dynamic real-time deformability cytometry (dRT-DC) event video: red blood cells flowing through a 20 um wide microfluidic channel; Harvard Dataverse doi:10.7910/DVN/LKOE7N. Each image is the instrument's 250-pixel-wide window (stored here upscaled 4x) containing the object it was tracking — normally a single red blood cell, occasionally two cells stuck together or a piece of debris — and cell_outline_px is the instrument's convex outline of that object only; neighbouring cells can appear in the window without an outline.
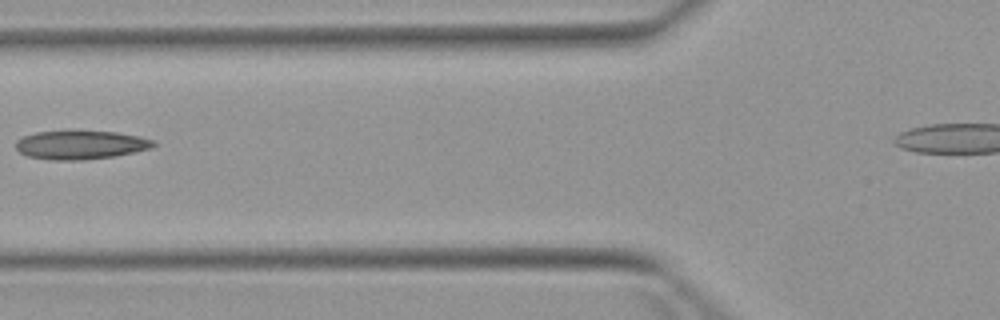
{"species": "Egyptian fruit bat (a non-hibernating species)", "species_latin": "Rousettus aegyptiacus", "temperature_condition": "warm", "stored_images_in_passage": 3, "camera_frame_rate_fps": 3000, "um_per_image_px": 0.085, "animal": {"sex": "female"}, "frame": {"image": 1, "passage_image": 3, "time_ms": 2.333, "image_size_px": [1000, 320], "cell_outline_px": [[160, 144], [152, 148], [116, 156], [84, 160], [52, 160], [28, 156], [20, 152], [16, 148], [16, 140], [24, 136], [36, 132], [116, 132], [140, 136], [156, 140]], "centroid_in_image_um": [6.93, 12.33], "position_along_channel_um": 118.9, "area_um2": 22.95}}